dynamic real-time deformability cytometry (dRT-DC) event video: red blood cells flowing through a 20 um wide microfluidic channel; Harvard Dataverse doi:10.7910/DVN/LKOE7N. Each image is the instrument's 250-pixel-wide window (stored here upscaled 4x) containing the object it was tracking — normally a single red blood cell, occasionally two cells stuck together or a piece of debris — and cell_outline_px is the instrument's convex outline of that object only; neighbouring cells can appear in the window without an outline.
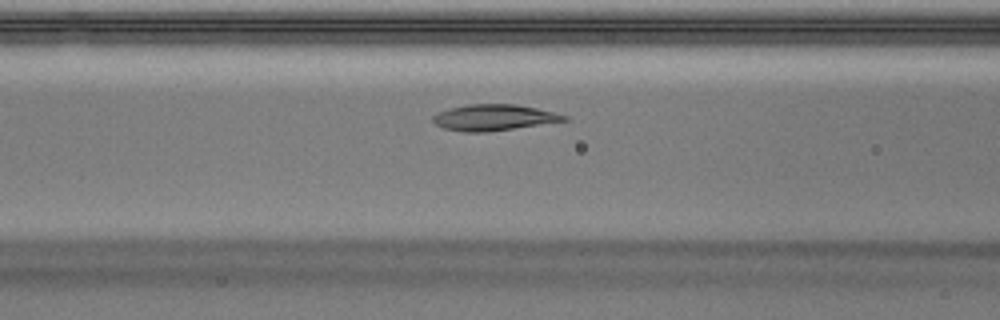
{"species": "Egyptian fruit bat (a non-hibernating species)", "species_latin": "Rousettus aegyptiacus", "temperature_condition": "warm", "stored_images_in_passage": 12, "camera_frame_rate_fps": 3000, "um_per_image_px": 0.085, "animal": {"sex": "male"}, "frame": {"image": 1, "passage_image": 10, "time_ms": 3.0, "image_size_px": [1000, 320], "cell_outline_px": [[568, 120], [484, 132], [464, 132], [444, 128], [436, 124], [432, 120], [432, 116], [448, 108], [468, 104], [516, 104], [536, 108], [568, 116]], "centroid_in_image_um": [41.93, 9.98], "position_along_channel_um": 124.7, "area_um2": 19.59}}